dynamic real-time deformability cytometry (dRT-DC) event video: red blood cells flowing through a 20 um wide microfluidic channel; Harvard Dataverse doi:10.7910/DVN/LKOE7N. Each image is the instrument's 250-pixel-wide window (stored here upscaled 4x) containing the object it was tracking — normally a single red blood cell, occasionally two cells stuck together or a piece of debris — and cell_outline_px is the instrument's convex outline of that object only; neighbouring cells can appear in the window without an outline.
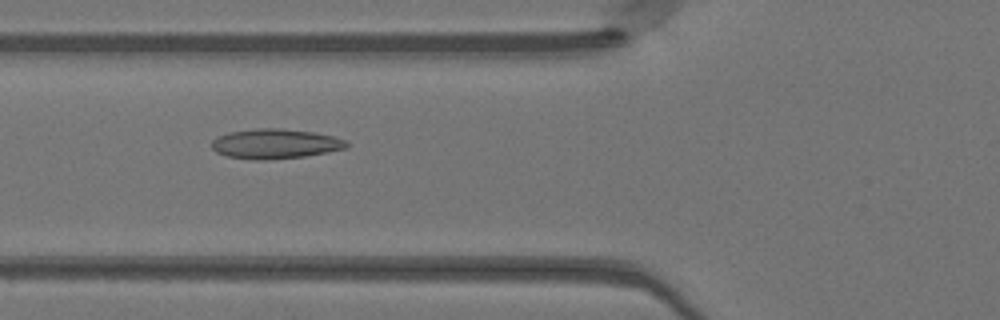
{"species": "Egyptian fruit bat (a non-hibernating species)", "species_latin": "Rousettus aegyptiacus", "temperature_condition": "warm", "stored_images_in_passage": 38, "camera_frame_rate_fps": 3000, "um_per_image_px": 0.085, "animal": {"sex": "female"}, "frame": {"image": 1, "passage_image": 11, "time_ms": 3.333, "image_size_px": [1000, 320], "cell_outline_px": [[348, 148], [328, 152], [304, 156], [264, 160], [252, 160], [228, 156], [216, 152], [212, 148], [212, 140], [216, 136], [228, 132], [256, 128], [280, 128], [312, 132], [332, 136], [344, 140], [348, 144]], "centroid_in_image_um": [23.35, 12.22], "position_along_channel_um": 102.4, "area_um2": 23.41}}
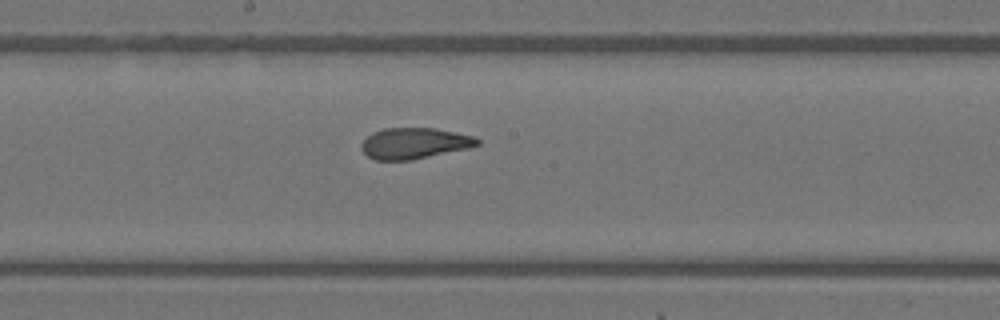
{"frame": {"image": 2, "passage_image": 19, "time_ms": 6.0, "image_size_px": [1000, 320], "cell_outline_px": [[480, 144], [468, 148], [412, 160], [376, 160], [368, 156], [360, 148], [360, 144], [372, 132], [384, 128], [436, 128], [472, 136], [480, 140]], "centroid_in_image_um": [35.2, 12.18], "position_along_channel_um": 213.0, "area_um2": 20.87}}
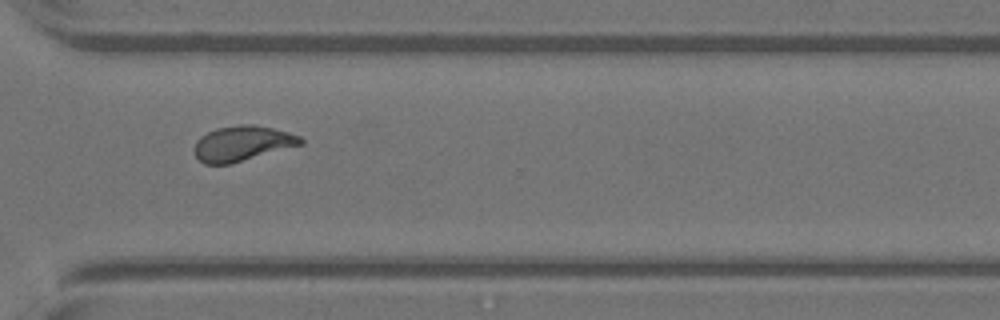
{"frame": {"image": 3, "passage_image": 29, "time_ms": 9.333, "image_size_px": [1000, 320], "cell_outline_px": [[304, 144], [232, 164], [204, 164], [196, 156], [192, 148], [196, 140], [200, 136], [216, 128], [240, 124], [252, 124], [272, 128], [288, 132], [300, 136], [304, 140]], "centroid_in_image_um": [20.59, 12.2], "position_along_channel_um": 350.0, "area_um2": 22.08}, "authors_computed_cell_mechanics": {"area_um2": 21.7328, "velocity_mm_per_s": 4.1248, "shape_relaxation_time_tau1_ms": 8.3674, "shape_relaxation_time_tau2_ms": 1.2082, "deformation_change_tau1": 0.2434, "deformation_change_tau2": 0.0919}}